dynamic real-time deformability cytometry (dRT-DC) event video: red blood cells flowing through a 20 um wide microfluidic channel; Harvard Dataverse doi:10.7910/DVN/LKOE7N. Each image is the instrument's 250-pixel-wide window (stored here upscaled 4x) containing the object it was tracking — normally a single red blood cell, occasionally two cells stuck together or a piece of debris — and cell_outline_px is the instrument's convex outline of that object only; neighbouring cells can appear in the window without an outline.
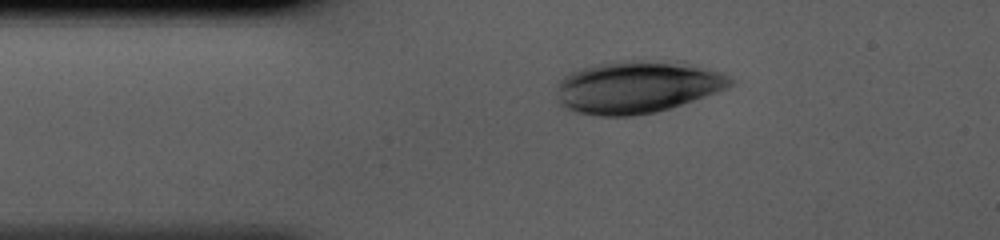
{"species": "human", "species_latin": "Homo sapiens", "temperature_condition": "cold", "stored_images_in_passage": 36, "camera_frame_rate_fps": 3000, "um_per_image_px": 0.085, "donor": {"sex": "male"}, "frame": {"image": 1, "passage_image": 1, "time_ms": 0.0, "image_size_px": [1000, 240], "cell_outline_px": [[732, 84], [724, 88], [692, 100], [656, 112], [632, 116], [596, 116], [576, 112], [564, 108], [556, 104], [556, 84], [568, 72], [592, 64], [616, 60], [632, 60], [672, 64], [700, 68], [720, 72], [728, 76], [732, 80]], "centroid_in_image_um": [53.94, 7.43], "position_along_channel_um": 31.1, "area_um2": 52.19}}
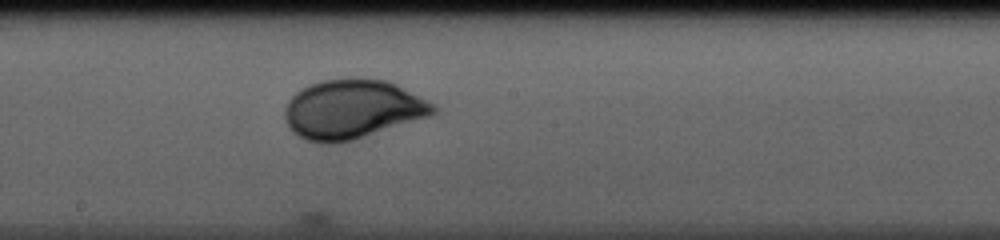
{"frame": {"image": 2, "passage_image": 16, "time_ms": 5.0, "image_size_px": [1000, 240], "cell_outline_px": [[436, 112], [428, 116], [352, 140], [336, 144], [324, 144], [308, 140], [292, 132], [284, 116], [284, 112], [288, 100], [300, 88], [308, 84], [320, 80], [348, 76], [360, 76], [388, 80], [396, 84], [432, 104], [436, 108]], "centroid_in_image_um": [29.89, 9.24], "position_along_channel_um": 218.3, "area_um2": 51.38}}
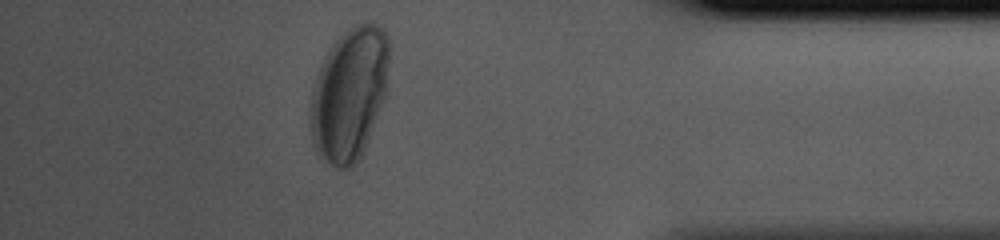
{"frame": {"image": 3, "passage_image": 31, "time_ms": 10.0, "image_size_px": [1000, 240], "cell_outline_px": [[388, 64], [384, 100], [360, 160], [352, 168], [336, 168], [320, 160], [312, 144], [308, 116], [312, 92], [316, 76], [320, 64], [332, 44], [348, 28], [364, 20], [368, 20], [380, 24], [384, 28], [388, 36]], "centroid_in_image_um": [29.67, 8.01], "position_along_channel_um": 405.5, "area_um2": 62.08}}